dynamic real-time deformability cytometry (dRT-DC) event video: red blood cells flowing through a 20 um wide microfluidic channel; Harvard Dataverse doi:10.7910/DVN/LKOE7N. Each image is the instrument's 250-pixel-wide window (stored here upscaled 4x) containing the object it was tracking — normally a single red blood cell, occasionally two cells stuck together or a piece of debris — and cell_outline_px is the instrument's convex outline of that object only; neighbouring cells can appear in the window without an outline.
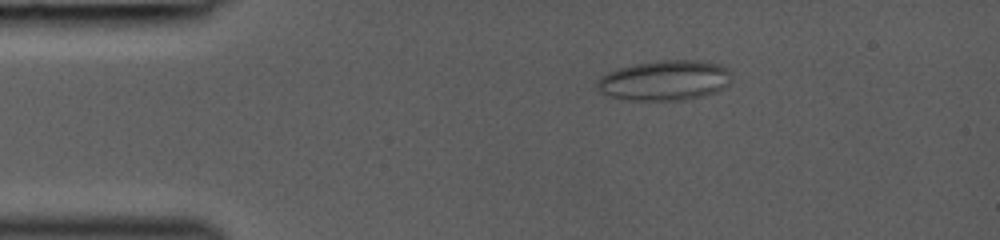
{"species": "common noctule bat (a hibernating species)", "species_latin": "Nyctalus noctula", "temperature_condition": "room temperature", "stored_images_in_passage": 40, "camera_frame_rate_fps": 3000, "um_per_image_px": 0.085, "animal": {"sex": "female", "body_mass_g": 19.0, "forearm_length_mm": 53.3}, "frame": {"image": 1, "passage_image": 2, "time_ms": 0.333, "image_size_px": [1000, 240], "cell_outline_px": [[728, 84], [724, 88], [716, 92], [704, 96], [684, 100], [624, 100], [608, 96], [600, 92], [596, 88], [596, 80], [600, 76], [616, 68], [632, 64], [660, 60], [696, 60], [720, 64], [728, 68]], "centroid_in_image_um": [56.43, 6.84], "position_along_channel_um": 28.6, "area_um2": 31.79}}
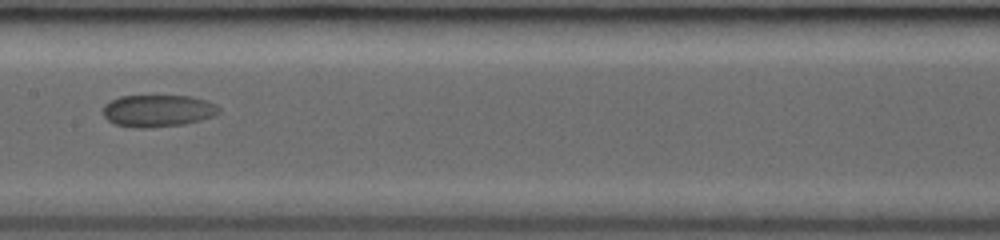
{"frame": {"image": 2, "passage_image": 18, "time_ms": 5.667, "image_size_px": [1000, 240], "cell_outline_px": [[220, 112], [212, 116], [200, 120], [184, 124], [148, 128], [132, 128], [116, 124], [108, 120], [104, 116], [104, 104], [120, 96], [192, 96], [216, 104], [220, 108]], "centroid_in_image_um": [13.42, 9.42], "position_along_channel_um": 194.0, "area_um2": 21.62}}
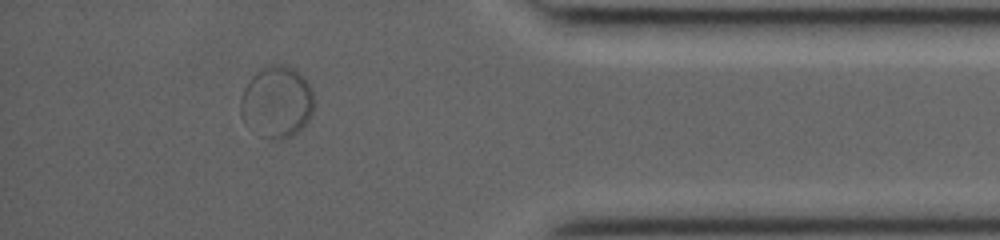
{"frame": {"image": 3, "passage_image": 35, "time_ms": 11.333, "image_size_px": [1000, 240], "cell_outline_px": [[312, 112], [308, 120], [292, 136], [280, 140], [272, 140], [264, 136], [244, 120], [240, 112], [240, 100], [244, 88], [252, 76], [260, 68], [272, 64], [284, 64], [300, 72], [304, 76], [312, 92]], "centroid_in_image_um": [23.52, 8.63], "position_along_channel_um": 411.7, "area_um2": 30.29}}